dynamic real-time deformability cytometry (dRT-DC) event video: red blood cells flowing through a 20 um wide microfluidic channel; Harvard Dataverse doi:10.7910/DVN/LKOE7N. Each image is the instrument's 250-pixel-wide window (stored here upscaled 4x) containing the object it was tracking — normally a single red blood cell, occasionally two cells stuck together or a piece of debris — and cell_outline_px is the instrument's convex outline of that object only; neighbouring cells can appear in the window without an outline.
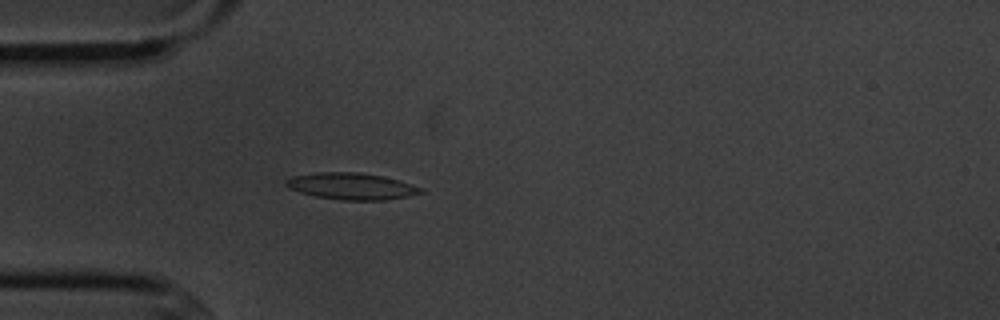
{"species": "common noctule bat (a hibernating species)", "species_latin": "Nyctalus noctula", "temperature_condition": "cold", "stored_images_in_passage": 5, "camera_frame_rate_fps": 3000, "um_per_image_px": 0.085, "animal": {"sex": "male", "body_mass_g": 20.1, "forearm_length_mm": 53.5}, "frame": {"image": 1, "passage_image": 5, "time_ms": 4.667, "image_size_px": [1000, 320], "cell_outline_px": [[424, 192], [408, 196], [384, 200], [340, 200], [316, 196], [300, 192], [288, 188], [284, 184], [284, 180], [292, 176], [320, 172], [360, 172], [384, 176], [424, 188]], "centroid_in_image_um": [29.86, 15.82], "position_along_channel_um": 55.1, "area_um2": 20.98}}